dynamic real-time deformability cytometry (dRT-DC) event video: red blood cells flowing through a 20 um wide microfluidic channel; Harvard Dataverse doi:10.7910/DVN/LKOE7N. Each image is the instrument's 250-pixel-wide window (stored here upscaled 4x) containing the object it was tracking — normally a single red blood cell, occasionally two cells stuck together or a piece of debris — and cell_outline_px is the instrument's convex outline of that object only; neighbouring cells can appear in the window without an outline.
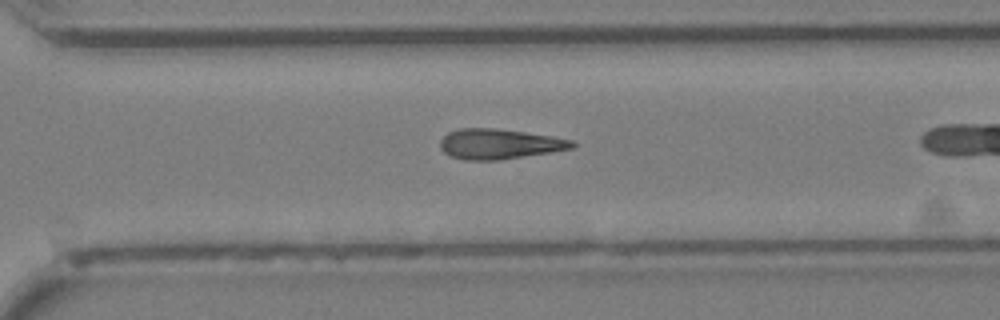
{"species": "Egyptian fruit bat (a non-hibernating species)", "species_latin": "Rousettus aegyptiacus", "temperature_condition": "cold", "stored_images_in_passage": 30, "camera_frame_rate_fps": 3000, "um_per_image_px": 0.085, "animal": {"sex": "female"}, "frame": {"image": 1, "passage_image": 26, "time_ms": 8.333, "image_size_px": [1000, 320], "cell_outline_px": [[576, 144], [572, 148], [552, 152], [500, 160], [464, 160], [452, 156], [444, 152], [440, 148], [440, 140], [448, 132], [460, 128], [496, 128], [552, 136], [572, 140]], "centroid_in_image_um": [42.43, 12.24], "position_along_channel_um": 328.2, "area_um2": 23.18}}